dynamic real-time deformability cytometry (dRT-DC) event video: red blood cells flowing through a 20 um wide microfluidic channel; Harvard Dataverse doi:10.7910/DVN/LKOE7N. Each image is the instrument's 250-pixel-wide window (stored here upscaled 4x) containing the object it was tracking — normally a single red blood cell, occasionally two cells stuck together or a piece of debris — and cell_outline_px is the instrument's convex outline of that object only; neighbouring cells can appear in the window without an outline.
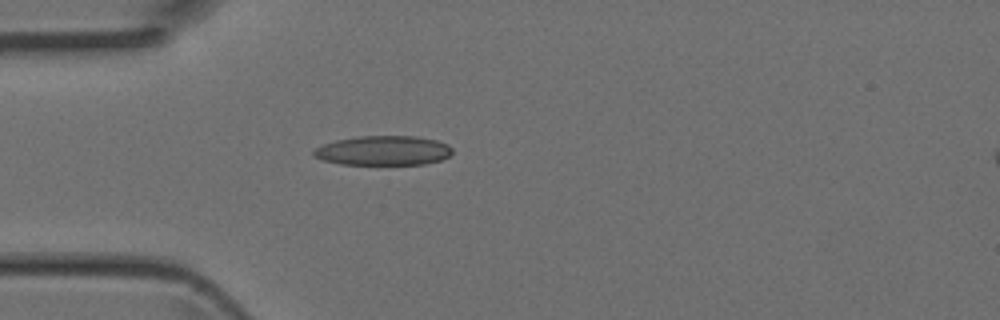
{"species": "Egyptian fruit bat (a non-hibernating species)", "species_latin": "Rousettus aegyptiacus", "temperature_condition": "room temperature", "stored_images_in_passage": 4, "camera_frame_rate_fps": 3000, "um_per_image_px": 0.085, "animal": {"sex": "female"}, "frame": {"image": 1, "passage_image": 4, "time_ms": 1.0, "image_size_px": [1000, 320], "cell_outline_px": [[452, 152], [448, 156], [440, 160], [424, 164], [340, 164], [324, 160], [312, 156], [312, 152], [316, 148], [324, 144], [336, 140], [360, 136], [416, 136], [436, 140], [448, 144], [452, 148]], "centroid_in_image_um": [32.58, 12.79], "position_along_channel_um": 52.4, "area_um2": 23.76}}